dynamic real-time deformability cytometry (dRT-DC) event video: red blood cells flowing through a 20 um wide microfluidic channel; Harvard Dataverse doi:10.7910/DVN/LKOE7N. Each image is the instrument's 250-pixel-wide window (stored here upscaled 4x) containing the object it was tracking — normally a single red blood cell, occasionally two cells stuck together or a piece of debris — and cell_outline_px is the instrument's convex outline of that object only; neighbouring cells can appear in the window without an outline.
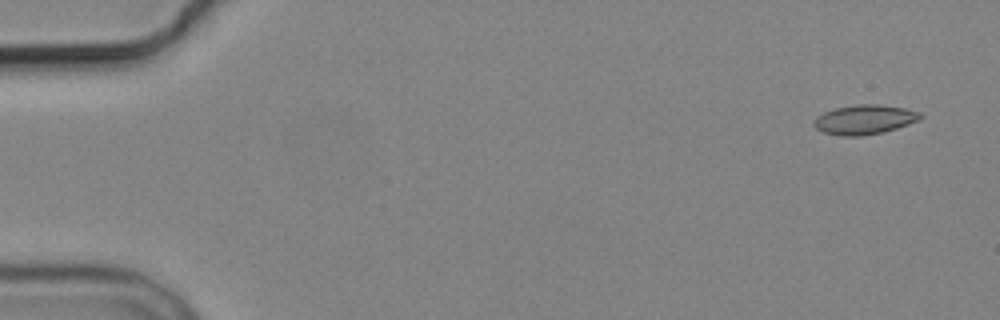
{"species": "common noctule bat (a hibernating species)", "species_latin": "Nyctalus noctula", "temperature_condition": "cold", "stored_images_in_passage": 3, "segment_of_instrument_passage": [2, 2], "camera_frame_rate_fps": 3000, "um_per_image_px": 0.085, "animal": {"sex": "male", "body_mass_g": 19.2, "forearm_length_mm": 51.8}, "frame": {"image": 1, "passage_image": 3, "time_ms": 2.333, "image_size_px": [1000, 320], "cell_outline_px": [[924, 116], [920, 120], [884, 132], [860, 136], [840, 136], [824, 132], [816, 128], [812, 124], [824, 112], [836, 108], [860, 104], [880, 104], [904, 108], [920, 112]], "centroid_in_image_um": [73.53, 10.17], "position_along_channel_um": 11.5, "area_um2": 18.15}}